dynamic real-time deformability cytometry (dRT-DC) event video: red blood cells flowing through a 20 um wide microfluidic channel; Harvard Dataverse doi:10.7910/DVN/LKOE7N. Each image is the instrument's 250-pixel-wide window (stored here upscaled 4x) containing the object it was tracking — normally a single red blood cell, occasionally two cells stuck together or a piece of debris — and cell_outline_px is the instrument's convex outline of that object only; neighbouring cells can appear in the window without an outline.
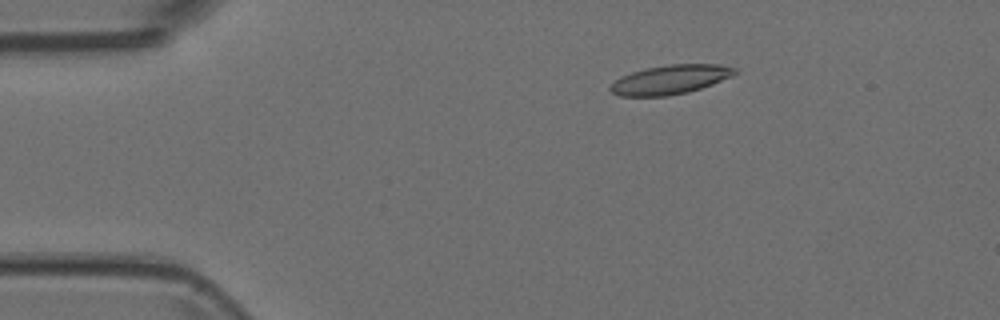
{"species": "Egyptian fruit bat (a non-hibernating species)", "species_latin": "Rousettus aegyptiacus", "temperature_condition": "room temperature", "stored_images_in_passage": 3, "camera_frame_rate_fps": 3000, "um_per_image_px": 0.085, "animal": {"sex": "female"}, "frame": {"image": 1, "passage_image": 1, "time_ms": 0.0, "image_size_px": [1000, 320], "cell_outline_px": [[736, 72], [732, 76], [712, 84], [688, 92], [668, 96], [620, 96], [612, 92], [608, 88], [620, 76], [644, 68], [668, 64], [720, 64], [736, 68]], "centroid_in_image_um": [56.96, 6.76], "position_along_channel_um": 28.0, "area_um2": 21.15}}
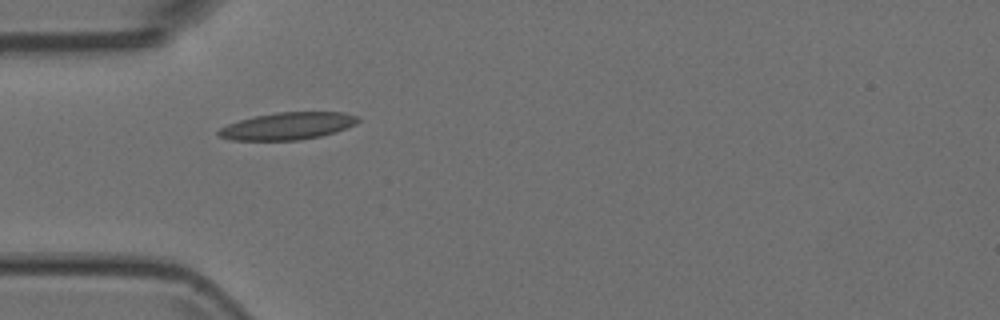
{"frame": {"image": 2, "passage_image": 3, "time_ms": 0.667, "image_size_px": [1000, 320], "cell_outline_px": [[360, 120], [356, 124], [336, 132], [320, 136], [296, 140], [232, 140], [220, 136], [216, 132], [220, 128], [228, 124], [240, 120], [256, 116], [276, 112], [344, 112], [360, 116]], "centroid_in_image_um": [24.49, 10.7], "position_along_channel_um": 60.5, "area_um2": 22.08}}